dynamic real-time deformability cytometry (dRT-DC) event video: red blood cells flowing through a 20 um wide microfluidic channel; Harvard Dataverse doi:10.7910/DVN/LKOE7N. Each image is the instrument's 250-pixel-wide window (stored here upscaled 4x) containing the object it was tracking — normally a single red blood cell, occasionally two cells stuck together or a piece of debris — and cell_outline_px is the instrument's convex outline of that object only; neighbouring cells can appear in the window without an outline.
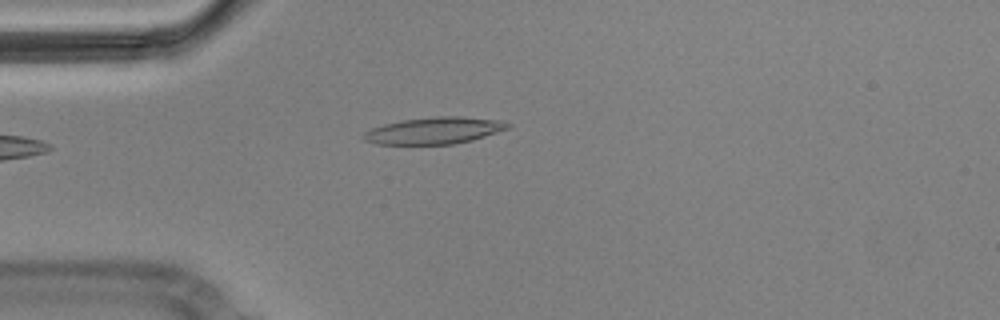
{"species": "Egyptian fruit bat (a non-hibernating species)", "species_latin": "Rousettus aegyptiacus", "temperature_condition": "cold", "stored_images_in_passage": 3, "camera_frame_rate_fps": 3000, "um_per_image_px": 0.085, "animal": {"sex": "male"}, "frame": {"image": 1, "passage_image": 3, "time_ms": 0.667, "image_size_px": [1000, 320], "cell_outline_px": [[512, 124], [508, 128], [472, 140], [452, 144], [376, 144], [364, 140], [360, 136], [364, 132], [372, 128], [384, 124], [400, 120], [436, 116], [460, 116], [504, 120]], "centroid_in_image_um": [36.9, 11.09], "position_along_channel_um": 48.1, "area_um2": 22.6}}